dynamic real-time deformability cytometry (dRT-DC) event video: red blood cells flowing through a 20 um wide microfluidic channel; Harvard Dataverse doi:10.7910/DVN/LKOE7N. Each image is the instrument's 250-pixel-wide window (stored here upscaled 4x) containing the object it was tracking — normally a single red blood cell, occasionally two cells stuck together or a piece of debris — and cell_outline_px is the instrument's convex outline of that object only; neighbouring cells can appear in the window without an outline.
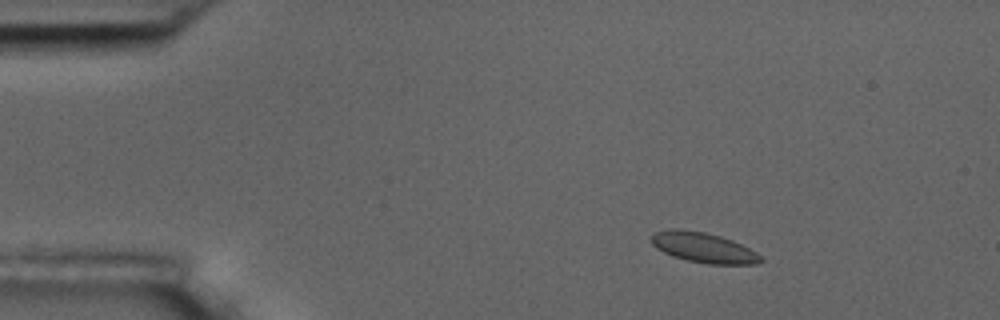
{"species": "common noctule bat (a hibernating species)", "species_latin": "Nyctalus noctula", "temperature_condition": "room temperature", "stored_images_in_passage": 4, "camera_frame_rate_fps": 3000, "um_per_image_px": 0.085, "animal": {"sex": "male", "body_mass_g": 17.5, "forearm_length_mm": 52.3}, "frame": {"image": 1, "passage_image": 2, "time_ms": 1.0, "image_size_px": [1000, 320], "cell_outline_px": [[764, 260], [756, 264], [708, 264], [688, 260], [672, 256], [656, 248], [648, 240], [648, 236], [656, 232], [668, 228], [680, 228], [704, 232], [720, 236], [732, 240], [756, 252]], "centroid_in_image_um": [59.73, 21.03], "position_along_channel_um": 25.3, "area_um2": 19.36}}